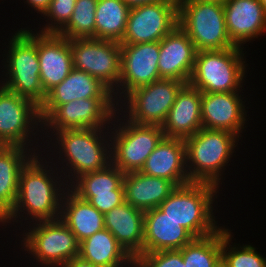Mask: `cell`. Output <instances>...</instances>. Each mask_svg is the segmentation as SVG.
Returning a JSON list of instances; mask_svg holds the SVG:
<instances>
[{
    "label": "cell",
    "mask_w": 266,
    "mask_h": 267,
    "mask_svg": "<svg viewBox=\"0 0 266 267\" xmlns=\"http://www.w3.org/2000/svg\"><path fill=\"white\" fill-rule=\"evenodd\" d=\"M38 157L35 155L23 167L15 204L12 210L0 221L3 224L11 223L12 220L15 222L14 219L16 220L20 216V212L24 211L28 212L25 214L29 215L33 222L34 220L36 222L56 220L61 217L62 199L65 194L64 191L69 188V181L67 179H65V183L62 180L57 181L59 179L53 175L55 170H52V166H44L41 156ZM48 166L50 167L49 170ZM58 182H61V185ZM61 186H65V188H61Z\"/></svg>",
    "instance_id": "cell-1"
},
{
    "label": "cell",
    "mask_w": 266,
    "mask_h": 267,
    "mask_svg": "<svg viewBox=\"0 0 266 267\" xmlns=\"http://www.w3.org/2000/svg\"><path fill=\"white\" fill-rule=\"evenodd\" d=\"M218 188L204 182L177 186L159 208L195 238L211 235L220 229L217 227L212 208L213 197L216 196Z\"/></svg>",
    "instance_id": "cell-2"
},
{
    "label": "cell",
    "mask_w": 266,
    "mask_h": 267,
    "mask_svg": "<svg viewBox=\"0 0 266 267\" xmlns=\"http://www.w3.org/2000/svg\"><path fill=\"white\" fill-rule=\"evenodd\" d=\"M237 138L229 131L201 128L184 139L190 182L210 183L219 187L221 171L229 163L235 143L239 140Z\"/></svg>",
    "instance_id": "cell-3"
},
{
    "label": "cell",
    "mask_w": 266,
    "mask_h": 267,
    "mask_svg": "<svg viewBox=\"0 0 266 267\" xmlns=\"http://www.w3.org/2000/svg\"><path fill=\"white\" fill-rule=\"evenodd\" d=\"M32 30H18L9 43L5 61L6 82L1 86L19 96L32 100L39 107L47 93L40 80V67L37 53V35Z\"/></svg>",
    "instance_id": "cell-4"
},
{
    "label": "cell",
    "mask_w": 266,
    "mask_h": 267,
    "mask_svg": "<svg viewBox=\"0 0 266 267\" xmlns=\"http://www.w3.org/2000/svg\"><path fill=\"white\" fill-rule=\"evenodd\" d=\"M104 130L106 128L66 129L53 134L60 149V152L57 151L58 154L60 153L58 159L61 160L60 157L64 155L65 159L63 157L62 160L71 170L69 172V169L65 168L66 171L68 170V179L74 175L69 185L81 175L101 170L111 164V145H109L111 143L106 138L110 137L108 135L110 132H103Z\"/></svg>",
    "instance_id": "cell-5"
},
{
    "label": "cell",
    "mask_w": 266,
    "mask_h": 267,
    "mask_svg": "<svg viewBox=\"0 0 266 267\" xmlns=\"http://www.w3.org/2000/svg\"><path fill=\"white\" fill-rule=\"evenodd\" d=\"M241 48L198 51L188 84L201 93L238 92L246 69Z\"/></svg>",
    "instance_id": "cell-6"
},
{
    "label": "cell",
    "mask_w": 266,
    "mask_h": 267,
    "mask_svg": "<svg viewBox=\"0 0 266 267\" xmlns=\"http://www.w3.org/2000/svg\"><path fill=\"white\" fill-rule=\"evenodd\" d=\"M178 25L197 52L236 47L226 30L223 2L178 3Z\"/></svg>",
    "instance_id": "cell-7"
},
{
    "label": "cell",
    "mask_w": 266,
    "mask_h": 267,
    "mask_svg": "<svg viewBox=\"0 0 266 267\" xmlns=\"http://www.w3.org/2000/svg\"><path fill=\"white\" fill-rule=\"evenodd\" d=\"M121 124L111 123L114 127L108 138L112 146L111 163L124 173L140 171L164 132L161 126L136 124L128 119Z\"/></svg>",
    "instance_id": "cell-8"
},
{
    "label": "cell",
    "mask_w": 266,
    "mask_h": 267,
    "mask_svg": "<svg viewBox=\"0 0 266 267\" xmlns=\"http://www.w3.org/2000/svg\"><path fill=\"white\" fill-rule=\"evenodd\" d=\"M33 225L29 232L22 234V238L26 236L22 242L24 250L30 251L41 266L57 267L79 256L80 243L60 218L38 221Z\"/></svg>",
    "instance_id": "cell-9"
},
{
    "label": "cell",
    "mask_w": 266,
    "mask_h": 267,
    "mask_svg": "<svg viewBox=\"0 0 266 267\" xmlns=\"http://www.w3.org/2000/svg\"><path fill=\"white\" fill-rule=\"evenodd\" d=\"M70 45L73 68L87 72L98 79L112 94L117 92L121 76L120 43L86 38L70 40Z\"/></svg>",
    "instance_id": "cell-10"
},
{
    "label": "cell",
    "mask_w": 266,
    "mask_h": 267,
    "mask_svg": "<svg viewBox=\"0 0 266 267\" xmlns=\"http://www.w3.org/2000/svg\"><path fill=\"white\" fill-rule=\"evenodd\" d=\"M185 84L178 80L161 78L135 88L121 100L126 101L123 106L127 103L125 110H128H124V113L129 115L126 118L136 124L162 126L177 94Z\"/></svg>",
    "instance_id": "cell-11"
},
{
    "label": "cell",
    "mask_w": 266,
    "mask_h": 267,
    "mask_svg": "<svg viewBox=\"0 0 266 267\" xmlns=\"http://www.w3.org/2000/svg\"><path fill=\"white\" fill-rule=\"evenodd\" d=\"M116 106L114 98L77 99L56 106L41 125L47 132L51 128L52 134L66 129L106 128V124L113 123L110 121L119 113Z\"/></svg>",
    "instance_id": "cell-12"
},
{
    "label": "cell",
    "mask_w": 266,
    "mask_h": 267,
    "mask_svg": "<svg viewBox=\"0 0 266 267\" xmlns=\"http://www.w3.org/2000/svg\"><path fill=\"white\" fill-rule=\"evenodd\" d=\"M178 26L177 0H165L130 8L120 44L160 41Z\"/></svg>",
    "instance_id": "cell-13"
},
{
    "label": "cell",
    "mask_w": 266,
    "mask_h": 267,
    "mask_svg": "<svg viewBox=\"0 0 266 267\" xmlns=\"http://www.w3.org/2000/svg\"><path fill=\"white\" fill-rule=\"evenodd\" d=\"M41 123L38 105L0 86V143L2 145L27 148L30 145L27 143L33 141L30 140L32 139L30 133L32 136L36 134L33 131L38 124L43 128Z\"/></svg>",
    "instance_id": "cell-14"
},
{
    "label": "cell",
    "mask_w": 266,
    "mask_h": 267,
    "mask_svg": "<svg viewBox=\"0 0 266 267\" xmlns=\"http://www.w3.org/2000/svg\"><path fill=\"white\" fill-rule=\"evenodd\" d=\"M120 48L121 76L118 83V90L113 94V97H115L114 100H117L116 103L118 107L120 106L123 111L124 108L121 107L122 105H119L122 96L124 98L135 88L161 79L158 69L160 41L120 44Z\"/></svg>",
    "instance_id": "cell-15"
},
{
    "label": "cell",
    "mask_w": 266,
    "mask_h": 267,
    "mask_svg": "<svg viewBox=\"0 0 266 267\" xmlns=\"http://www.w3.org/2000/svg\"><path fill=\"white\" fill-rule=\"evenodd\" d=\"M36 34L40 80L47 93L60 84L73 69L71 45L70 40L57 33Z\"/></svg>",
    "instance_id": "cell-16"
},
{
    "label": "cell",
    "mask_w": 266,
    "mask_h": 267,
    "mask_svg": "<svg viewBox=\"0 0 266 267\" xmlns=\"http://www.w3.org/2000/svg\"><path fill=\"white\" fill-rule=\"evenodd\" d=\"M237 92L201 93L202 126L225 130L238 137L244 129L246 111Z\"/></svg>",
    "instance_id": "cell-17"
},
{
    "label": "cell",
    "mask_w": 266,
    "mask_h": 267,
    "mask_svg": "<svg viewBox=\"0 0 266 267\" xmlns=\"http://www.w3.org/2000/svg\"><path fill=\"white\" fill-rule=\"evenodd\" d=\"M197 50L188 35L178 25L160 40L158 69L160 78L188 84Z\"/></svg>",
    "instance_id": "cell-18"
},
{
    "label": "cell",
    "mask_w": 266,
    "mask_h": 267,
    "mask_svg": "<svg viewBox=\"0 0 266 267\" xmlns=\"http://www.w3.org/2000/svg\"><path fill=\"white\" fill-rule=\"evenodd\" d=\"M223 5L226 30L235 46L241 47L266 31V12L260 0H227Z\"/></svg>",
    "instance_id": "cell-19"
},
{
    "label": "cell",
    "mask_w": 266,
    "mask_h": 267,
    "mask_svg": "<svg viewBox=\"0 0 266 267\" xmlns=\"http://www.w3.org/2000/svg\"><path fill=\"white\" fill-rule=\"evenodd\" d=\"M184 139L163 137L140 172L171 181L176 187L190 183Z\"/></svg>",
    "instance_id": "cell-20"
},
{
    "label": "cell",
    "mask_w": 266,
    "mask_h": 267,
    "mask_svg": "<svg viewBox=\"0 0 266 267\" xmlns=\"http://www.w3.org/2000/svg\"><path fill=\"white\" fill-rule=\"evenodd\" d=\"M86 98H113L112 92L87 72L73 68L69 75L47 92L39 107L41 121L56 107Z\"/></svg>",
    "instance_id": "cell-21"
},
{
    "label": "cell",
    "mask_w": 266,
    "mask_h": 267,
    "mask_svg": "<svg viewBox=\"0 0 266 267\" xmlns=\"http://www.w3.org/2000/svg\"><path fill=\"white\" fill-rule=\"evenodd\" d=\"M195 237L158 207L144 212L143 253L180 250Z\"/></svg>",
    "instance_id": "cell-22"
},
{
    "label": "cell",
    "mask_w": 266,
    "mask_h": 267,
    "mask_svg": "<svg viewBox=\"0 0 266 267\" xmlns=\"http://www.w3.org/2000/svg\"><path fill=\"white\" fill-rule=\"evenodd\" d=\"M165 137L186 139L203 128L201 119V92L185 84L176 96L161 126Z\"/></svg>",
    "instance_id": "cell-23"
},
{
    "label": "cell",
    "mask_w": 266,
    "mask_h": 267,
    "mask_svg": "<svg viewBox=\"0 0 266 267\" xmlns=\"http://www.w3.org/2000/svg\"><path fill=\"white\" fill-rule=\"evenodd\" d=\"M104 226L133 258L143 254L144 211L125 201L104 214Z\"/></svg>",
    "instance_id": "cell-24"
},
{
    "label": "cell",
    "mask_w": 266,
    "mask_h": 267,
    "mask_svg": "<svg viewBox=\"0 0 266 267\" xmlns=\"http://www.w3.org/2000/svg\"><path fill=\"white\" fill-rule=\"evenodd\" d=\"M125 201L142 211L158 208L176 186L169 180L146 175L140 171L125 173Z\"/></svg>",
    "instance_id": "cell-25"
},
{
    "label": "cell",
    "mask_w": 266,
    "mask_h": 267,
    "mask_svg": "<svg viewBox=\"0 0 266 267\" xmlns=\"http://www.w3.org/2000/svg\"><path fill=\"white\" fill-rule=\"evenodd\" d=\"M22 146L0 147V221L12 210L23 167L37 154ZM29 150L27 153L26 151ZM26 153V154H25Z\"/></svg>",
    "instance_id": "cell-26"
},
{
    "label": "cell",
    "mask_w": 266,
    "mask_h": 267,
    "mask_svg": "<svg viewBox=\"0 0 266 267\" xmlns=\"http://www.w3.org/2000/svg\"><path fill=\"white\" fill-rule=\"evenodd\" d=\"M60 219L76 236L79 243L105 228L104 214L88 201L80 199L70 188L65 191L62 199Z\"/></svg>",
    "instance_id": "cell-27"
},
{
    "label": "cell",
    "mask_w": 266,
    "mask_h": 267,
    "mask_svg": "<svg viewBox=\"0 0 266 267\" xmlns=\"http://www.w3.org/2000/svg\"><path fill=\"white\" fill-rule=\"evenodd\" d=\"M79 256L97 267H133L134 258L121 246L113 234L104 228L79 245Z\"/></svg>",
    "instance_id": "cell-28"
},
{
    "label": "cell",
    "mask_w": 266,
    "mask_h": 267,
    "mask_svg": "<svg viewBox=\"0 0 266 267\" xmlns=\"http://www.w3.org/2000/svg\"><path fill=\"white\" fill-rule=\"evenodd\" d=\"M124 175V172L111 163L101 170L81 175L69 188L77 196L125 194Z\"/></svg>",
    "instance_id": "cell-29"
},
{
    "label": "cell",
    "mask_w": 266,
    "mask_h": 267,
    "mask_svg": "<svg viewBox=\"0 0 266 267\" xmlns=\"http://www.w3.org/2000/svg\"><path fill=\"white\" fill-rule=\"evenodd\" d=\"M129 11L122 0H98L95 38L120 42L126 31Z\"/></svg>",
    "instance_id": "cell-30"
},
{
    "label": "cell",
    "mask_w": 266,
    "mask_h": 267,
    "mask_svg": "<svg viewBox=\"0 0 266 267\" xmlns=\"http://www.w3.org/2000/svg\"><path fill=\"white\" fill-rule=\"evenodd\" d=\"M223 229L211 235L194 238L179 251L185 267H213L222 256Z\"/></svg>",
    "instance_id": "cell-31"
},
{
    "label": "cell",
    "mask_w": 266,
    "mask_h": 267,
    "mask_svg": "<svg viewBox=\"0 0 266 267\" xmlns=\"http://www.w3.org/2000/svg\"><path fill=\"white\" fill-rule=\"evenodd\" d=\"M98 0H76L68 23L57 33L68 40L95 38Z\"/></svg>",
    "instance_id": "cell-32"
},
{
    "label": "cell",
    "mask_w": 266,
    "mask_h": 267,
    "mask_svg": "<svg viewBox=\"0 0 266 267\" xmlns=\"http://www.w3.org/2000/svg\"><path fill=\"white\" fill-rule=\"evenodd\" d=\"M231 236L228 229L223 228L222 257L229 267H266V258L258 254L251 245L240 246L241 249L230 247Z\"/></svg>",
    "instance_id": "cell-33"
},
{
    "label": "cell",
    "mask_w": 266,
    "mask_h": 267,
    "mask_svg": "<svg viewBox=\"0 0 266 267\" xmlns=\"http://www.w3.org/2000/svg\"><path fill=\"white\" fill-rule=\"evenodd\" d=\"M76 4V0H52L49 8L43 14L50 19L51 24L47 23L41 33H58L69 21ZM54 21V22H53Z\"/></svg>",
    "instance_id": "cell-34"
},
{
    "label": "cell",
    "mask_w": 266,
    "mask_h": 267,
    "mask_svg": "<svg viewBox=\"0 0 266 267\" xmlns=\"http://www.w3.org/2000/svg\"><path fill=\"white\" fill-rule=\"evenodd\" d=\"M133 267H185L179 250H162L139 254L134 257Z\"/></svg>",
    "instance_id": "cell-35"
},
{
    "label": "cell",
    "mask_w": 266,
    "mask_h": 267,
    "mask_svg": "<svg viewBox=\"0 0 266 267\" xmlns=\"http://www.w3.org/2000/svg\"><path fill=\"white\" fill-rule=\"evenodd\" d=\"M80 199L88 201L102 214H105L125 202V194H104L97 196H78Z\"/></svg>",
    "instance_id": "cell-36"
},
{
    "label": "cell",
    "mask_w": 266,
    "mask_h": 267,
    "mask_svg": "<svg viewBox=\"0 0 266 267\" xmlns=\"http://www.w3.org/2000/svg\"><path fill=\"white\" fill-rule=\"evenodd\" d=\"M52 0H26L28 5L33 7L35 11H38L37 13L44 14L46 10L49 8V5Z\"/></svg>",
    "instance_id": "cell-37"
},
{
    "label": "cell",
    "mask_w": 266,
    "mask_h": 267,
    "mask_svg": "<svg viewBox=\"0 0 266 267\" xmlns=\"http://www.w3.org/2000/svg\"><path fill=\"white\" fill-rule=\"evenodd\" d=\"M58 267H97L91 264L89 261L82 259L80 256L74 257L70 261L59 265Z\"/></svg>",
    "instance_id": "cell-38"
},
{
    "label": "cell",
    "mask_w": 266,
    "mask_h": 267,
    "mask_svg": "<svg viewBox=\"0 0 266 267\" xmlns=\"http://www.w3.org/2000/svg\"><path fill=\"white\" fill-rule=\"evenodd\" d=\"M129 8L146 5L155 2H161L165 0H122Z\"/></svg>",
    "instance_id": "cell-39"
},
{
    "label": "cell",
    "mask_w": 266,
    "mask_h": 267,
    "mask_svg": "<svg viewBox=\"0 0 266 267\" xmlns=\"http://www.w3.org/2000/svg\"><path fill=\"white\" fill-rule=\"evenodd\" d=\"M207 1L225 2L227 0H177L178 3H195V2H207Z\"/></svg>",
    "instance_id": "cell-40"
},
{
    "label": "cell",
    "mask_w": 266,
    "mask_h": 267,
    "mask_svg": "<svg viewBox=\"0 0 266 267\" xmlns=\"http://www.w3.org/2000/svg\"><path fill=\"white\" fill-rule=\"evenodd\" d=\"M213 267H229L228 263L221 256Z\"/></svg>",
    "instance_id": "cell-41"
},
{
    "label": "cell",
    "mask_w": 266,
    "mask_h": 267,
    "mask_svg": "<svg viewBox=\"0 0 266 267\" xmlns=\"http://www.w3.org/2000/svg\"><path fill=\"white\" fill-rule=\"evenodd\" d=\"M261 4L263 5L264 7V10L266 12V0H260Z\"/></svg>",
    "instance_id": "cell-42"
}]
</instances>
